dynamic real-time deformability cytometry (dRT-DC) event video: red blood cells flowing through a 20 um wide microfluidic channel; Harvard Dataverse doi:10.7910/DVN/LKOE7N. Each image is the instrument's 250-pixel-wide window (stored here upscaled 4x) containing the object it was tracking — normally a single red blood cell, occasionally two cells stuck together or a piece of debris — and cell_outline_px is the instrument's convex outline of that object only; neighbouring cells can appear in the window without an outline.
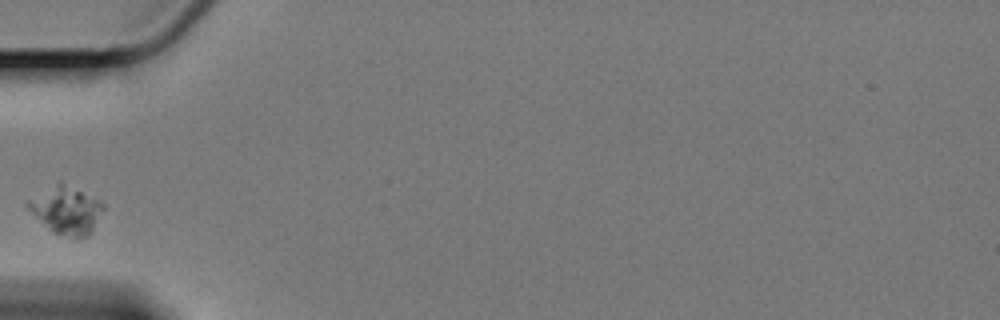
{"species": "Egyptian fruit bat (a non-hibernating species)", "species_latin": "Rousettus aegyptiacus", "temperature_condition": "cold", "stored_images_in_passage": 33, "camera_frame_rate_fps": 3000, "um_per_image_px": 0.085, "animal": {"sex": "female"}, "frame": {"image": 1, "passage_image": 1, "time_ms": 0.0, "image_size_px": [1000, 320], "cell_outline_px": [[104, 208], [92, 232], [88, 236], [76, 240], [52, 232], [24, 204], [28, 200], [60, 180], [100, 200], [104, 204]], "centroid_in_image_um": [5.67, 17.88], "position_along_channel_um": 79.3, "area_um2": 20.98}}
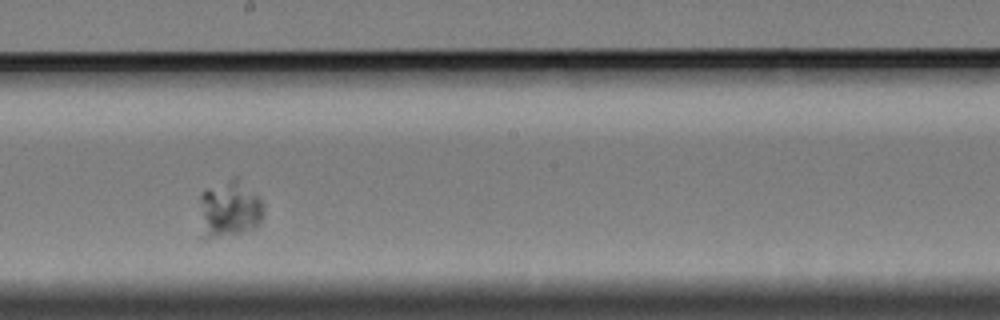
{"frame": {"image": 2, "passage_image": 15, "time_ms": 4.667, "image_size_px": [1000, 320], "cell_outline_px": [[264, 216], [260, 224], [256, 228], [240, 232], [216, 236], [204, 236], [200, 200], [200, 192], [236, 176], [264, 204]], "centroid_in_image_um": [19.55, 17.74], "position_along_channel_um": 228.6, "area_um2": 20.52}}
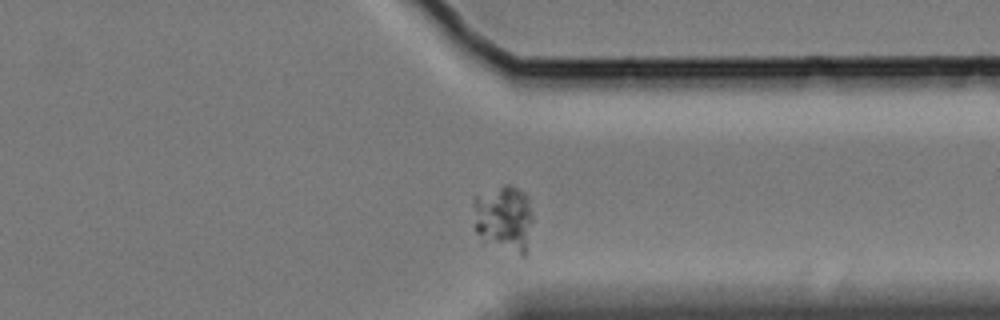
{"frame": {"image": 3, "passage_image": 28, "time_ms": 9.0, "image_size_px": [1000, 320], "cell_outline_px": [[532, 220], [524, 256], [520, 256], [480, 244], [476, 232], [472, 204], [472, 196], [504, 184], [512, 184], [524, 192], [528, 196], [532, 212]], "centroid_in_image_um": [42.77, 18.59], "position_along_channel_um": 368.6, "area_um2": 24.22}}